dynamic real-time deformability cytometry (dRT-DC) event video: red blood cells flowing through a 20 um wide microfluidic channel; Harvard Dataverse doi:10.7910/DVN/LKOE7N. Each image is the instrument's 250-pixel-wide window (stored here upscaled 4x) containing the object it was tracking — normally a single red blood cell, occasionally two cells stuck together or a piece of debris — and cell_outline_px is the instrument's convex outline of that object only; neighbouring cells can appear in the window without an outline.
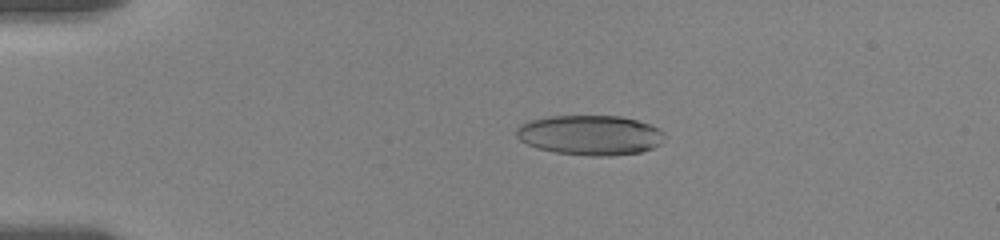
{"species": "human", "species_latin": "Homo sapiens", "temperature_condition": "room temperature", "stored_images_in_passage": 30, "camera_frame_rate_fps": 3000, "um_per_image_px": 0.085, "donor": {"sex": "female"}, "frame": {"image": 1, "passage_image": 14, "time_ms": 4.0, "image_size_px": [1000, 240], "cell_outline_px": [[664, 136], [660, 144], [652, 148], [640, 152], [612, 156], [588, 156], [556, 152], [536, 148], [520, 140], [516, 136], [516, 128], [520, 124], [528, 120], [548, 116], [620, 116], [636, 120], [660, 128], [664, 132]], "centroid_in_image_um": [50.14, 11.48], "position_along_channel_um": 34.9, "area_um2": 34.62}}
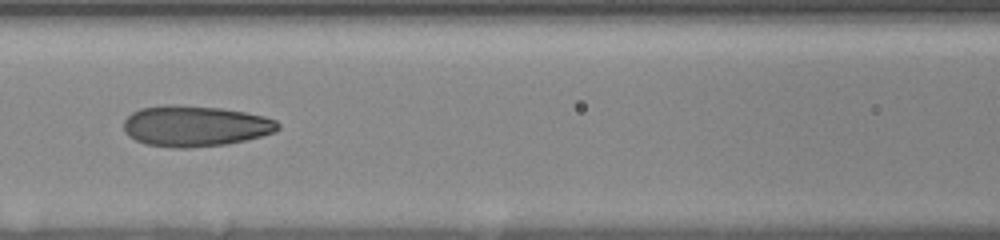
{"frame": {"image": 2, "passage_image": 21, "time_ms": 8.667, "image_size_px": [1000, 240], "cell_outline_px": [[280, 128], [276, 132], [228, 144], [188, 148], [176, 148], [148, 144], [136, 140], [128, 136], [124, 132], [124, 120], [132, 112], [140, 108], [164, 104], [168, 104], [220, 108], [244, 112], [264, 116], [276, 120], [280, 124]], "centroid_in_image_um": [16.58, 10.71], "position_along_channel_um": 150.0, "area_um2": 36.76}}
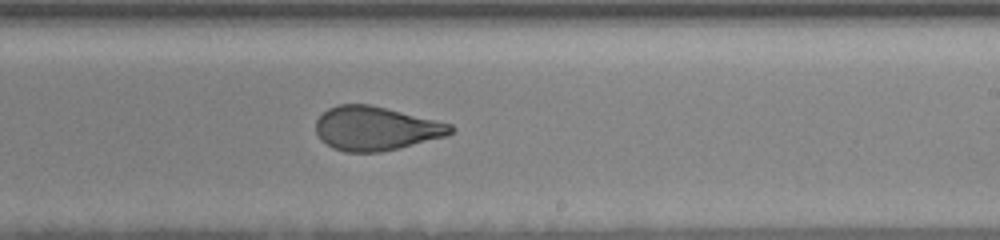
{"frame": {"image": 3, "passage_image": 30, "time_ms": 11.667, "image_size_px": [1000, 240], "cell_outline_px": [[456, 128], [448, 136], [400, 148], [380, 152], [344, 152], [332, 148], [320, 140], [316, 132], [316, 120], [328, 108], [340, 104], [368, 104], [452, 124]], "centroid_in_image_um": [31.94, 10.93], "position_along_channel_um": 257.1, "area_um2": 34.56}}